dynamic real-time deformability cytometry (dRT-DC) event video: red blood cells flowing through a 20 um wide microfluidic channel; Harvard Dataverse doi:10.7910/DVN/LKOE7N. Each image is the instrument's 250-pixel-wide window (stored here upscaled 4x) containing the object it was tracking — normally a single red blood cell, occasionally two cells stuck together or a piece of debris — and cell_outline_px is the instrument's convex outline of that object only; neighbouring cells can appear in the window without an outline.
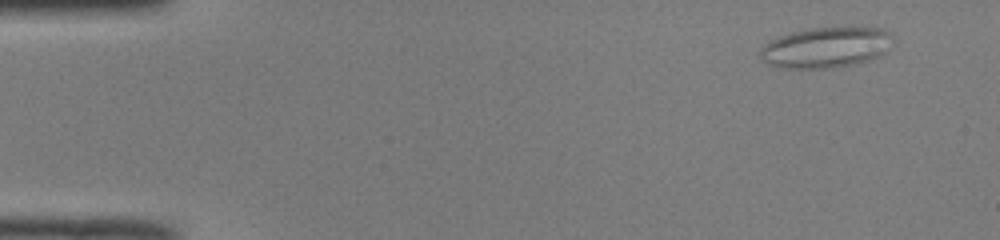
{"species": "common noctule bat (a hibernating species)", "species_latin": "Nyctalus noctula", "temperature_condition": "room temperature", "stored_images_in_passage": 11, "camera_frame_rate_fps": 3000, "um_per_image_px": 0.085, "animal": {"sex": "male", "body_mass_g": 19.0, "forearm_length_mm": 50.8}, "frame": {"image": 1, "passage_image": 4, "time_ms": 1.0, "image_size_px": [1000, 240], "cell_outline_px": [[892, 36], [884, 52], [880, 56], [868, 60], [832, 68], [780, 68], [768, 64], [760, 56], [760, 48], [772, 40], [780, 36], [792, 32], [812, 28], [880, 28], [892, 32]], "centroid_in_image_um": [70.17, 4.04], "position_along_channel_um": 14.8, "area_um2": 30.87}}